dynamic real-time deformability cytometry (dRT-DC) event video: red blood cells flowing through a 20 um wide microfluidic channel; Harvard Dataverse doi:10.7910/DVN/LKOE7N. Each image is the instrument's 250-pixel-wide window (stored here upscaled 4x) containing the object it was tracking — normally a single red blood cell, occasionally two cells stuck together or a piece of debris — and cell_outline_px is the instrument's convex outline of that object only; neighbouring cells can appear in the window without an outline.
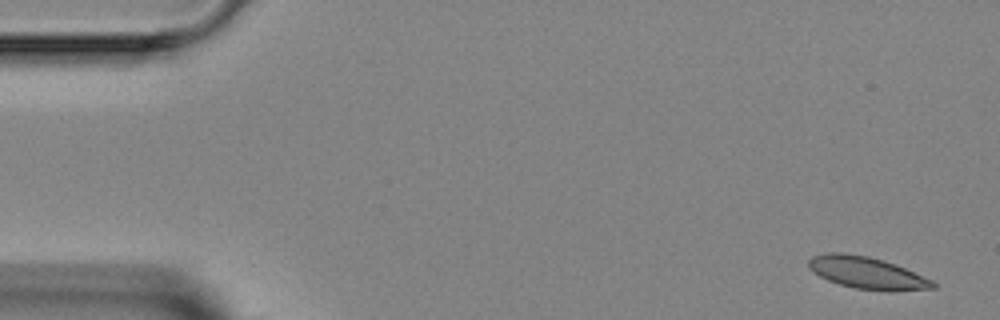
{"species": "Egyptian fruit bat (a non-hibernating species)", "species_latin": "Rousettus aegyptiacus", "temperature_condition": "room temperature", "stored_images_in_passage": 5, "camera_frame_rate_fps": 3000, "um_per_image_px": 0.085, "animal": {"sex": "female"}, "frame": {"image": 1, "passage_image": 1, "time_ms": 0.0, "image_size_px": [1000, 320], "cell_outline_px": [[940, 284], [936, 288], [888, 292], [884, 292], [856, 288], [840, 284], [828, 280], [820, 276], [808, 268], [808, 260], [812, 256], [824, 252], [844, 252], [868, 256], [884, 260], [896, 264], [932, 280]], "centroid_in_image_um": [73.72, 23.19], "position_along_channel_um": 11.3, "area_um2": 23.58}}
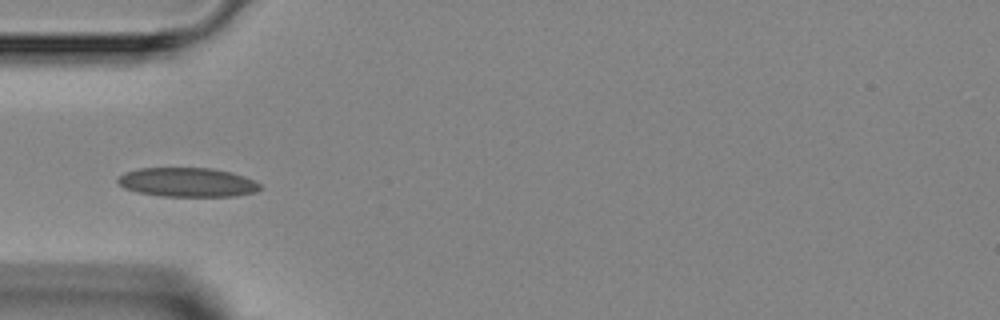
{"frame": {"image": 2, "passage_image": 4, "time_ms": 4.333, "image_size_px": [1000, 320], "cell_outline_px": [[264, 188], [256, 192], [236, 196], [160, 196], [136, 192], [124, 188], [116, 180], [124, 172], [140, 168], [212, 168], [232, 172], [244, 176], [260, 184]], "centroid_in_image_um": [15.94, 15.5], "position_along_channel_um": 69.1, "area_um2": 24.33}}
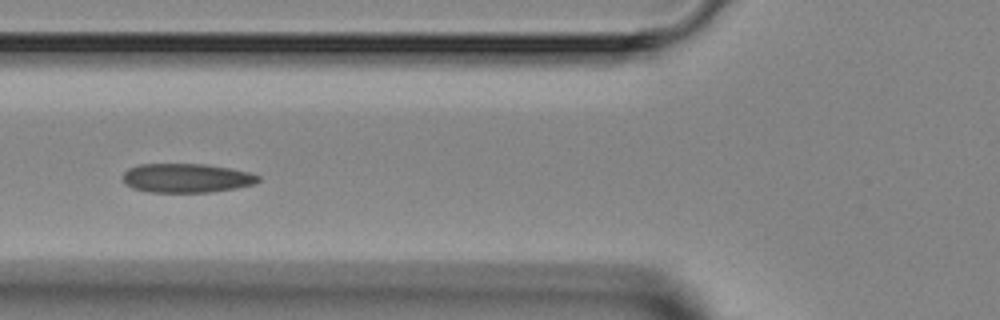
{"frame": {"image": 3, "passage_image": 5, "time_ms": 5.333, "image_size_px": [1000, 320], "cell_outline_px": [[260, 180], [256, 184], [236, 188], [208, 192], [148, 192], [132, 188], [124, 180], [124, 172], [128, 168], [140, 164], [204, 164], [228, 168], [248, 172], [260, 176]], "centroid_in_image_um": [15.87, 15.13], "position_along_channel_um": 109.9, "area_um2": 22.83}}